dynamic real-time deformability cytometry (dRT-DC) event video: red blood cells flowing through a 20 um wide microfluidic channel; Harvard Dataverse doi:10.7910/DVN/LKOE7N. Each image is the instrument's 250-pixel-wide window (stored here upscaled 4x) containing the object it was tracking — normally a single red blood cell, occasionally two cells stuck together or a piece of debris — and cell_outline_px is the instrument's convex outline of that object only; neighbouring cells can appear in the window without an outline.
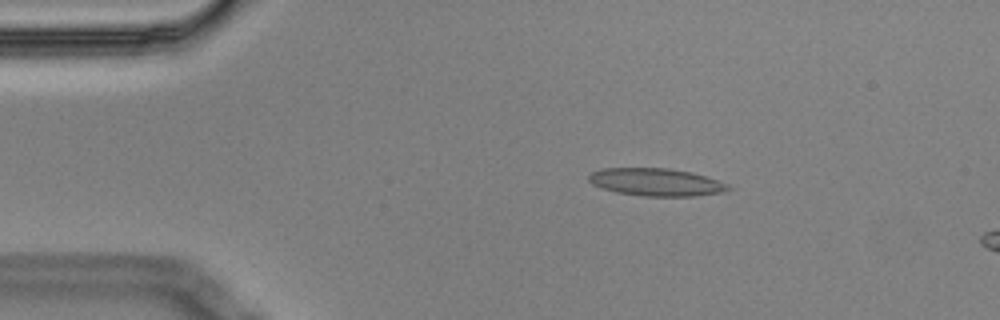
{"species": "Egyptian fruit bat (a non-hibernating species)", "species_latin": "Rousettus aegyptiacus", "temperature_condition": "cold", "stored_images_in_passage": 5, "camera_frame_rate_fps": 3000, "um_per_image_px": 0.085, "animal": {"sex": "male"}, "frame": {"image": 1, "passage_image": 2, "time_ms": 0.333, "image_size_px": [1000, 320], "cell_outline_px": [[732, 188], [724, 192], [696, 196], [644, 196], [616, 192], [600, 188], [592, 184], [588, 180], [588, 176], [592, 172], [604, 168], [668, 168], [692, 172], [728, 184]], "centroid_in_image_um": [55.76, 15.48], "position_along_channel_um": 29.2, "area_um2": 22.48}}
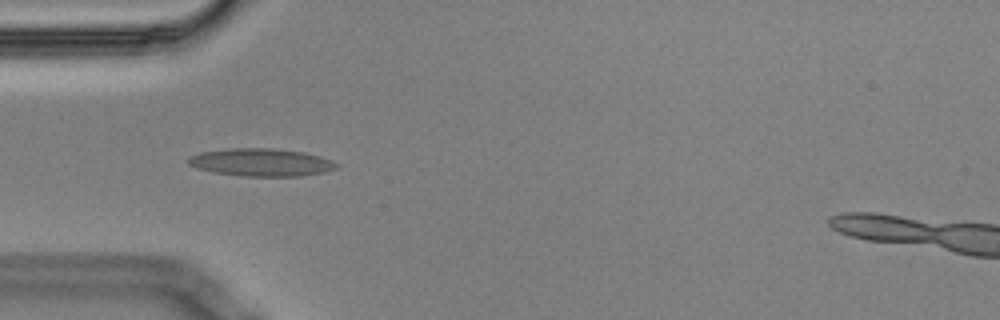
{"frame": {"image": 2, "passage_image": 4, "time_ms": 1.0, "image_size_px": [1000, 320], "cell_outline_px": [[340, 168], [324, 172], [300, 176], [244, 176], [212, 172], [196, 168], [188, 164], [188, 156], [200, 152], [232, 148], [272, 148], [304, 152], [320, 156], [340, 164]], "centroid_in_image_um": [22.21, 13.8], "position_along_channel_um": 62.8, "area_um2": 24.1}}